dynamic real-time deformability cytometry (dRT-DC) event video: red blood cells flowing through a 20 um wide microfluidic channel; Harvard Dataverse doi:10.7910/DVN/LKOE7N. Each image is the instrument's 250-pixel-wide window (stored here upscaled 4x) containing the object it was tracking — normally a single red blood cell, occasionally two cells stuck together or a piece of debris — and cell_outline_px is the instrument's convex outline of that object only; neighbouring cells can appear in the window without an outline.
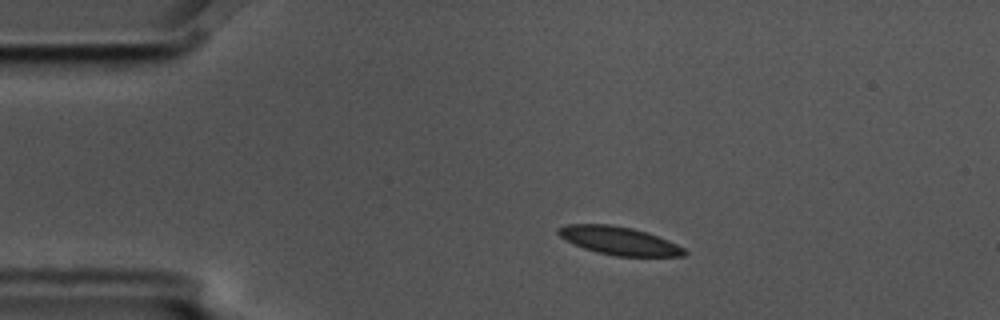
{"species": "common noctule bat (a hibernating species)", "species_latin": "Nyctalus noctula", "temperature_condition": "cold", "stored_images_in_passage": 3, "camera_frame_rate_fps": 3000, "um_per_image_px": 0.085, "animal": {"sex": "male", "body_mass_g": 17.5, "forearm_length_mm": 52.3}, "frame": {"image": 1, "passage_image": 2, "time_ms": 0.333, "image_size_px": [1000, 320], "cell_outline_px": [[688, 252], [684, 256], [616, 256], [596, 252], [584, 248], [560, 236], [556, 232], [556, 228], [568, 224], [608, 224], [632, 228], [648, 232], [668, 240], [684, 248]], "centroid_in_image_um": [52.64, 20.46], "position_along_channel_um": 32.4, "area_um2": 20.58}}